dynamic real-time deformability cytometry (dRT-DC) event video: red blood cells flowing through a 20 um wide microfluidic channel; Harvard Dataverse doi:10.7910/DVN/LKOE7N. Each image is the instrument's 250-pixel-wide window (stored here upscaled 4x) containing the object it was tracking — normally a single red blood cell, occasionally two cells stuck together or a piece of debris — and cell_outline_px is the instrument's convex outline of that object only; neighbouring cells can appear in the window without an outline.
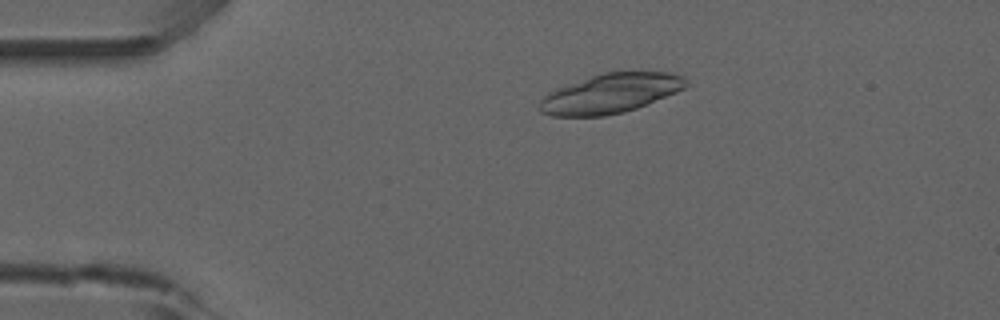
{"species": "common noctule bat (a hibernating species)", "species_latin": "Nyctalus noctula", "temperature_condition": "room temperature", "stored_images_in_passage": 53, "camera_frame_rate_fps": 3000, "um_per_image_px": 0.085, "animal": {"sex": "male", "forearm_length_mm": 52.5}, "frame": {"image": 1, "passage_image": 11, "time_ms": 3.333, "image_size_px": [1000, 320], "cell_outline_px": [[688, 84], [684, 88], [676, 92], [636, 108], [624, 112], [604, 116], [552, 116], [540, 112], [540, 100], [548, 92], [556, 88], [604, 72], [668, 72], [684, 76]], "centroid_in_image_um": [51.88, 7.94], "position_along_channel_um": 33.1, "area_um2": 33.41}}